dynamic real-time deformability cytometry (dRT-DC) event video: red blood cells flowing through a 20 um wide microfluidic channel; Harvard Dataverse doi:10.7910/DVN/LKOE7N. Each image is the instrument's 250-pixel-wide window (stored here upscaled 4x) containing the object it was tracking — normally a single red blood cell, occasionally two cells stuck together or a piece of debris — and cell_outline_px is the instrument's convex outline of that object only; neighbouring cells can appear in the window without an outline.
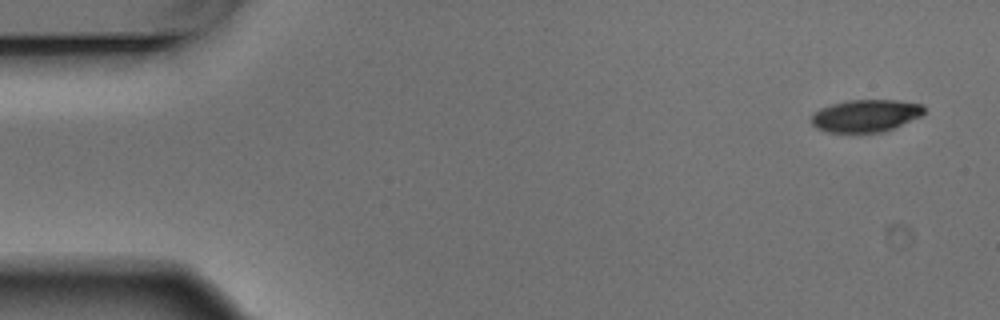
{"species": "Egyptian fruit bat (a non-hibernating species)", "species_latin": "Rousettus aegyptiacus", "temperature_condition": "warm", "stored_images_in_passage": 8, "camera_frame_rate_fps": 3000, "um_per_image_px": 0.085, "animal": {"sex": "male"}, "frame": {"image": 1, "passage_image": 1, "time_ms": 0.0, "image_size_px": [1000, 320], "cell_outline_px": [[924, 112], [920, 116], [884, 132], [828, 132], [816, 128], [812, 124], [812, 116], [820, 108], [832, 104], [848, 100], [896, 100], [924, 104]], "centroid_in_image_um": [73.59, 9.83], "position_along_channel_um": 11.4, "area_um2": 21.1}}
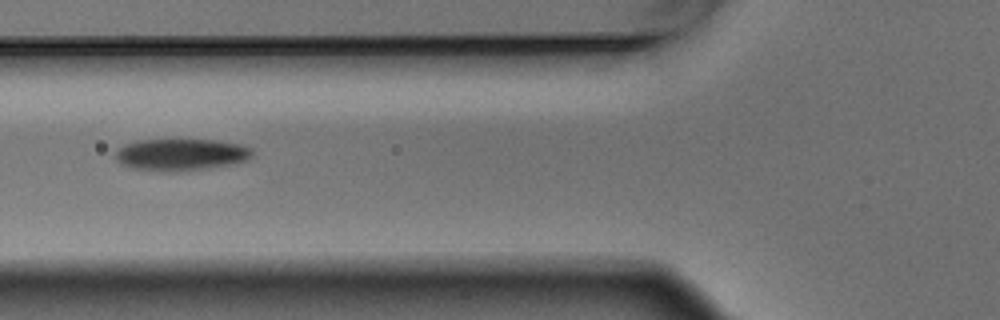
{"frame": {"image": 2, "passage_image": 6, "time_ms": 1.667, "image_size_px": [1000, 320], "cell_outline_px": [[252, 156], [248, 160], [208, 168], [172, 172], [132, 168], [120, 164], [116, 156], [116, 152], [124, 144], [136, 140], [216, 140], [240, 144], [252, 148]], "centroid_in_image_um": [15.38, 13.14], "position_along_channel_um": 110.4, "area_um2": 25.26}}
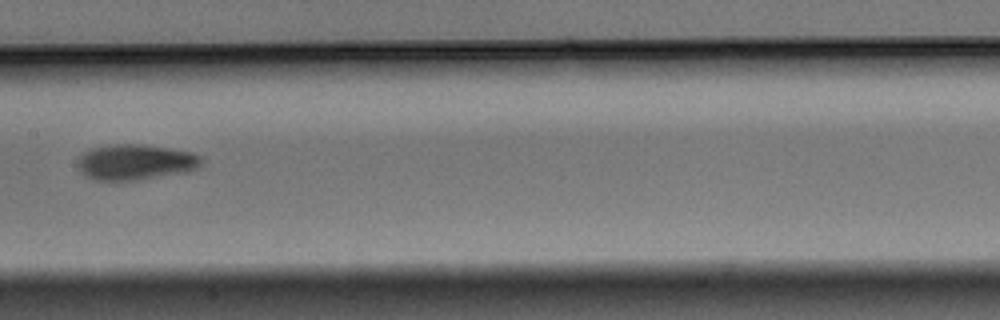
{"frame": {"image": 3, "passage_image": 8, "time_ms": 2.333, "image_size_px": [1000, 320], "cell_outline_px": [[204, 164], [200, 168], [184, 172], [136, 180], [92, 180], [84, 176], [80, 172], [80, 156], [84, 152], [92, 148], [108, 144], [144, 144], [172, 148], [192, 152], [200, 156], [204, 160]], "centroid_in_image_um": [11.56, 13.77], "position_along_channel_um": 195.8, "area_um2": 25.89}}